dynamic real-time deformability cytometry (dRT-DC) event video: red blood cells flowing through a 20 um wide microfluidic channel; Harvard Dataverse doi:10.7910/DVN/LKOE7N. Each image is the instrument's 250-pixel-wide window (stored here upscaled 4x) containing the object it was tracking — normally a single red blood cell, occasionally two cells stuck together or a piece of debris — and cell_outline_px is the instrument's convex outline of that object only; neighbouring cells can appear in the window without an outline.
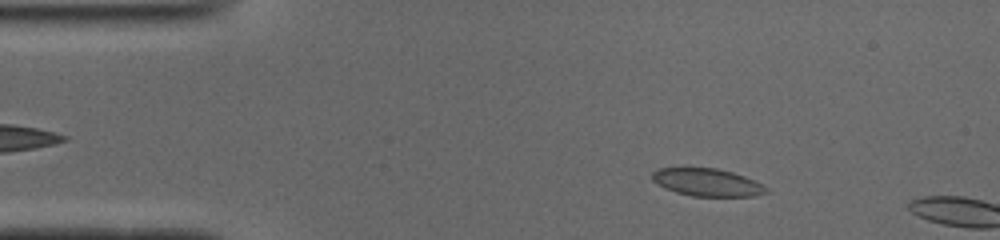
{"species": "common noctule bat (a hibernating species)", "species_latin": "Nyctalus noctula", "temperature_condition": "cold", "stored_images_in_passage": 9, "camera_frame_rate_fps": 3000, "um_per_image_px": 0.085, "animal": {"sex": "male", "body_mass_g": 19.0, "forearm_length_mm": 50.8}, "frame": {"image": 1, "passage_image": 7, "time_ms": 2.0, "image_size_px": [1000, 240], "cell_outline_px": [[768, 192], [756, 196], [692, 196], [676, 192], [664, 188], [652, 180], [652, 172], [660, 168], [716, 168], [732, 172], [744, 176], [764, 184], [768, 188]], "centroid_in_image_um": [60.13, 15.5], "position_along_channel_um": 24.9, "area_um2": 18.38}}